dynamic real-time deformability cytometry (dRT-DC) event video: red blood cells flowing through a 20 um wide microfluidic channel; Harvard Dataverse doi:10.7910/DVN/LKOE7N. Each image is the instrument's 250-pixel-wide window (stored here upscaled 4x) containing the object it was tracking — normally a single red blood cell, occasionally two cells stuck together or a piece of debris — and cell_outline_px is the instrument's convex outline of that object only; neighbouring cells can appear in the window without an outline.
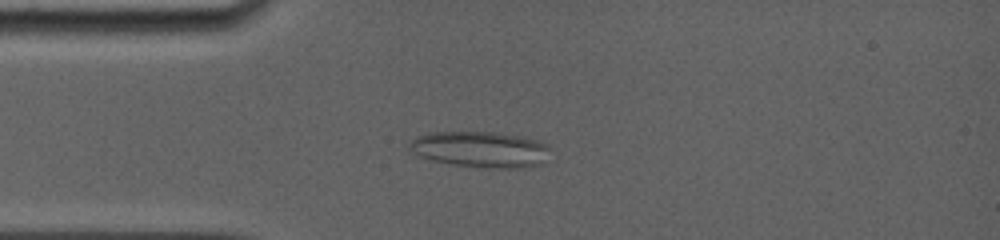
{"species": "common noctule bat (a hibernating species)", "species_latin": "Nyctalus noctula", "temperature_condition": "room temperature", "stored_images_in_passage": 71, "segment_of_instrument_passage": [1, 3], "camera_frame_rate_fps": 5000, "um_per_image_px": 0.085, "animal": {"sex": "female", "body_mass_g": 19.0, "forearm_length_mm": 56.7}, "frame": {"image": 1, "passage_image": 9, "time_ms": 1.6, "image_size_px": [1000, 240], "cell_outline_px": [[548, 148], [544, 164], [520, 168], [496, 168], [452, 164], [420, 156], [408, 152], [408, 144], [416, 136], [432, 132], [492, 132], [516, 136], [536, 140], [548, 144]], "centroid_in_image_um": [40.8, 12.7], "position_along_channel_um": 44.2, "area_um2": 29.25}}
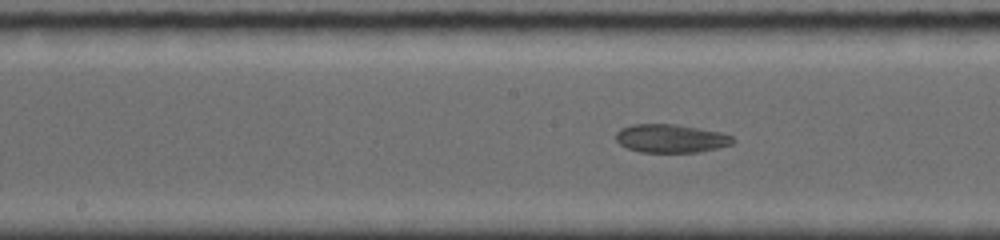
{"frame": {"image": 2, "passage_image": 30, "time_ms": 5.8, "image_size_px": [1000, 240], "cell_outline_px": [[736, 140], [732, 144], [716, 148], [696, 152], [640, 152], [628, 148], [620, 144], [616, 140], [616, 132], [620, 128], [632, 124], [676, 124], [720, 132], [732, 136]], "centroid_in_image_um": [57.01, 11.76], "position_along_channel_um": 191.2, "area_um2": 19.31}}
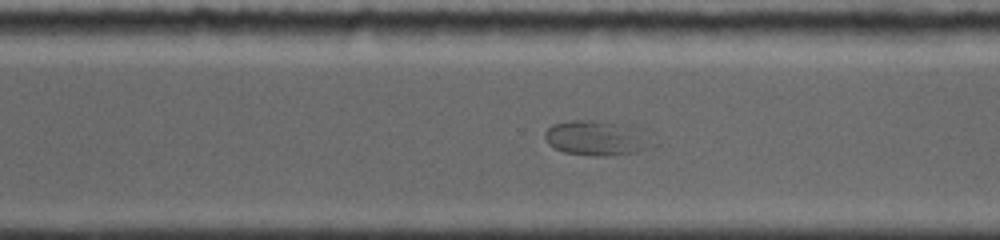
{"frame": {"image": 3, "passage_image": 47, "time_ms": 9.2, "image_size_px": [1000, 240], "cell_outline_px": [[636, 152], [564, 152], [556, 148], [544, 136], [544, 132], [552, 124], [568, 120], [616, 120], [632, 124]], "centroid_in_image_um": [50.31, 11.58], "position_along_channel_um": 320.3, "area_um2": 18.84}}